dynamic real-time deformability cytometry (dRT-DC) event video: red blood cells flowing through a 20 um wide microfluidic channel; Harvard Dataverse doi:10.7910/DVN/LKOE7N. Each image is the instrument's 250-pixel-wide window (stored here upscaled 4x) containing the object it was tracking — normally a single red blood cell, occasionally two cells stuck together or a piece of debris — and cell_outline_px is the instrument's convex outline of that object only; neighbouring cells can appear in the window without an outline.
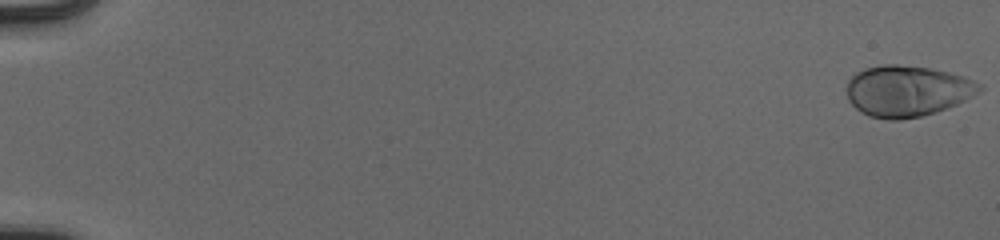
{"species": "human", "species_latin": "Homo sapiens", "temperature_condition": "cold", "stored_images_in_passage": 5, "camera_frame_rate_fps": 3000, "um_per_image_px": 0.085, "donor": {"sex": "male"}, "frame": {"image": 1, "passage_image": 1, "time_ms": 0.0, "image_size_px": [1000, 240], "cell_outline_px": [[984, 88], [980, 92], [956, 104], [936, 112], [920, 116], [900, 120], [888, 120], [868, 116], [860, 112], [848, 100], [848, 80], [856, 72], [864, 68], [884, 64], [896, 64], [928, 68], [948, 72], [964, 76], [980, 84]], "centroid_in_image_um": [77.1, 7.73], "position_along_channel_um": 7.9, "area_um2": 39.48}}